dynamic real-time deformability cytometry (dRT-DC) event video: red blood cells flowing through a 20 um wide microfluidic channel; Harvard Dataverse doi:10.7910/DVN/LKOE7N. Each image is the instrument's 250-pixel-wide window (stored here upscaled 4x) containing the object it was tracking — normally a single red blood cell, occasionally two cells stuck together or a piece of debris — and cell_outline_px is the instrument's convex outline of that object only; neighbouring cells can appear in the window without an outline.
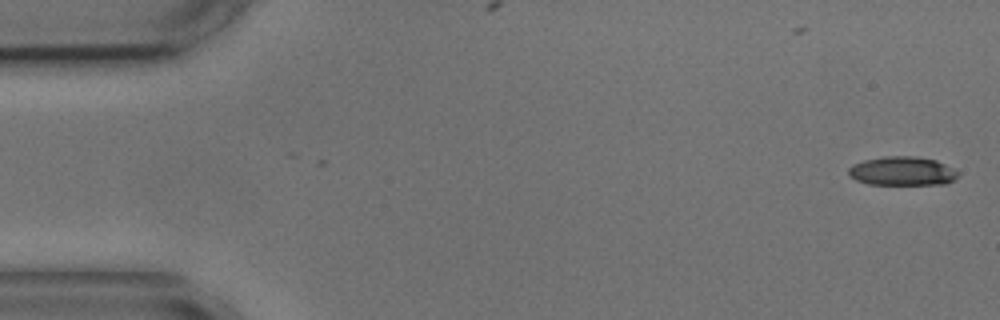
{"species": "common noctule bat (a hibernating species)", "species_latin": "Nyctalus noctula", "temperature_condition": "cold", "stored_images_in_passage": 7, "camera_frame_rate_fps": 3000, "um_per_image_px": 0.085, "animal": {"sex": "male", "body_mass_g": 17.9, "forearm_length_mm": 54.2}, "frame": {"image": 1, "passage_image": 1, "time_ms": 0.0, "image_size_px": [1000, 320], "cell_outline_px": [[960, 176], [944, 184], [868, 184], [856, 180], [848, 176], [848, 168], [852, 164], [864, 160], [884, 156], [916, 156], [936, 160], [960, 172]], "centroid_in_image_um": [76.68, 14.54], "position_along_channel_um": 8.3, "area_um2": 18.55}}